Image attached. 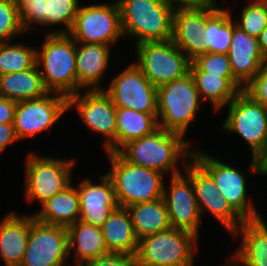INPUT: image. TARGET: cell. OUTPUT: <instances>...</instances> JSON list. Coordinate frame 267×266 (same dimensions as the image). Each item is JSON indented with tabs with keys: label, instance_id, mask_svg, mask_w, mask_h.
I'll list each match as a JSON object with an SVG mask.
<instances>
[{
	"label": "cell",
	"instance_id": "6da1fadb",
	"mask_svg": "<svg viewBox=\"0 0 267 266\" xmlns=\"http://www.w3.org/2000/svg\"><path fill=\"white\" fill-rule=\"evenodd\" d=\"M183 136L158 128L152 134L125 144L118 153L131 164L143 166L171 176L180 174L176 166L179 156L190 159L192 148Z\"/></svg>",
	"mask_w": 267,
	"mask_h": 266
},
{
	"label": "cell",
	"instance_id": "7a4b0ae2",
	"mask_svg": "<svg viewBox=\"0 0 267 266\" xmlns=\"http://www.w3.org/2000/svg\"><path fill=\"white\" fill-rule=\"evenodd\" d=\"M123 36L132 34L142 42L172 38L175 6L169 0H117Z\"/></svg>",
	"mask_w": 267,
	"mask_h": 266
},
{
	"label": "cell",
	"instance_id": "3957f363",
	"mask_svg": "<svg viewBox=\"0 0 267 266\" xmlns=\"http://www.w3.org/2000/svg\"><path fill=\"white\" fill-rule=\"evenodd\" d=\"M36 64L49 92L66 97L77 94L76 42L69 34L48 32L42 50H36Z\"/></svg>",
	"mask_w": 267,
	"mask_h": 266
},
{
	"label": "cell",
	"instance_id": "277c9868",
	"mask_svg": "<svg viewBox=\"0 0 267 266\" xmlns=\"http://www.w3.org/2000/svg\"><path fill=\"white\" fill-rule=\"evenodd\" d=\"M111 170L106 173L114 187L119 207L155 201L163 197L164 174L131 164L118 152H107Z\"/></svg>",
	"mask_w": 267,
	"mask_h": 266
},
{
	"label": "cell",
	"instance_id": "5b68a950",
	"mask_svg": "<svg viewBox=\"0 0 267 266\" xmlns=\"http://www.w3.org/2000/svg\"><path fill=\"white\" fill-rule=\"evenodd\" d=\"M201 100L190 73L159 86L157 88L159 127L184 137L190 122L195 119Z\"/></svg>",
	"mask_w": 267,
	"mask_h": 266
},
{
	"label": "cell",
	"instance_id": "8992f818",
	"mask_svg": "<svg viewBox=\"0 0 267 266\" xmlns=\"http://www.w3.org/2000/svg\"><path fill=\"white\" fill-rule=\"evenodd\" d=\"M197 239L193 233L176 228L140 238L136 266L193 265Z\"/></svg>",
	"mask_w": 267,
	"mask_h": 266
},
{
	"label": "cell",
	"instance_id": "52a82bcc",
	"mask_svg": "<svg viewBox=\"0 0 267 266\" xmlns=\"http://www.w3.org/2000/svg\"><path fill=\"white\" fill-rule=\"evenodd\" d=\"M136 46L134 63L156 88L190 73L192 61L172 40L142 42Z\"/></svg>",
	"mask_w": 267,
	"mask_h": 266
},
{
	"label": "cell",
	"instance_id": "ba28073f",
	"mask_svg": "<svg viewBox=\"0 0 267 266\" xmlns=\"http://www.w3.org/2000/svg\"><path fill=\"white\" fill-rule=\"evenodd\" d=\"M76 43L112 45L123 36L120 8L112 4L81 6L68 33Z\"/></svg>",
	"mask_w": 267,
	"mask_h": 266
},
{
	"label": "cell",
	"instance_id": "9c48e42d",
	"mask_svg": "<svg viewBox=\"0 0 267 266\" xmlns=\"http://www.w3.org/2000/svg\"><path fill=\"white\" fill-rule=\"evenodd\" d=\"M74 163V159L68 161L30 153L25 163V195L28 200L33 202L36 199L42 205L68 187Z\"/></svg>",
	"mask_w": 267,
	"mask_h": 266
},
{
	"label": "cell",
	"instance_id": "30bf717a",
	"mask_svg": "<svg viewBox=\"0 0 267 266\" xmlns=\"http://www.w3.org/2000/svg\"><path fill=\"white\" fill-rule=\"evenodd\" d=\"M193 150L192 158L212 177L219 193L223 194L231 207L244 219L261 216L251 201L247 202L245 175L237 168L221 162L199 150ZM247 202V203H246Z\"/></svg>",
	"mask_w": 267,
	"mask_h": 266
},
{
	"label": "cell",
	"instance_id": "8fae6325",
	"mask_svg": "<svg viewBox=\"0 0 267 266\" xmlns=\"http://www.w3.org/2000/svg\"><path fill=\"white\" fill-rule=\"evenodd\" d=\"M68 257L67 228L41 223L32 215L20 266H65Z\"/></svg>",
	"mask_w": 267,
	"mask_h": 266
},
{
	"label": "cell",
	"instance_id": "7c38bea8",
	"mask_svg": "<svg viewBox=\"0 0 267 266\" xmlns=\"http://www.w3.org/2000/svg\"><path fill=\"white\" fill-rule=\"evenodd\" d=\"M54 95V97H52ZM68 109V97L49 92L43 97L17 102L13 126L20 140L52 128Z\"/></svg>",
	"mask_w": 267,
	"mask_h": 266
},
{
	"label": "cell",
	"instance_id": "4fadbf2b",
	"mask_svg": "<svg viewBox=\"0 0 267 266\" xmlns=\"http://www.w3.org/2000/svg\"><path fill=\"white\" fill-rule=\"evenodd\" d=\"M223 123L226 132L238 133L252 149V157L267 139V110L241 91L230 103Z\"/></svg>",
	"mask_w": 267,
	"mask_h": 266
},
{
	"label": "cell",
	"instance_id": "5bb4252c",
	"mask_svg": "<svg viewBox=\"0 0 267 266\" xmlns=\"http://www.w3.org/2000/svg\"><path fill=\"white\" fill-rule=\"evenodd\" d=\"M116 107L137 112L157 113V88L133 62L103 89Z\"/></svg>",
	"mask_w": 267,
	"mask_h": 266
},
{
	"label": "cell",
	"instance_id": "9a60e30c",
	"mask_svg": "<svg viewBox=\"0 0 267 266\" xmlns=\"http://www.w3.org/2000/svg\"><path fill=\"white\" fill-rule=\"evenodd\" d=\"M73 106L88 129L106 136L105 151L115 152L116 106L104 90H87L83 95L79 91L69 96L68 109Z\"/></svg>",
	"mask_w": 267,
	"mask_h": 266
},
{
	"label": "cell",
	"instance_id": "2e32d148",
	"mask_svg": "<svg viewBox=\"0 0 267 266\" xmlns=\"http://www.w3.org/2000/svg\"><path fill=\"white\" fill-rule=\"evenodd\" d=\"M185 163V172L191 178L200 214L206 210L233 234L245 221L219 193L212 177L191 157ZM238 225V226H237Z\"/></svg>",
	"mask_w": 267,
	"mask_h": 266
},
{
	"label": "cell",
	"instance_id": "e0dca14e",
	"mask_svg": "<svg viewBox=\"0 0 267 266\" xmlns=\"http://www.w3.org/2000/svg\"><path fill=\"white\" fill-rule=\"evenodd\" d=\"M186 175V178H185ZM169 192L164 185L165 201L171 228L185 230L198 237L201 214L191 178L187 174L171 176ZM169 194V195H168Z\"/></svg>",
	"mask_w": 267,
	"mask_h": 266
},
{
	"label": "cell",
	"instance_id": "ac0fdd59",
	"mask_svg": "<svg viewBox=\"0 0 267 266\" xmlns=\"http://www.w3.org/2000/svg\"><path fill=\"white\" fill-rule=\"evenodd\" d=\"M101 180L94 185L88 178L76 188L80 200L79 220L99 228L119 207L110 177L105 174Z\"/></svg>",
	"mask_w": 267,
	"mask_h": 266
},
{
	"label": "cell",
	"instance_id": "d6986e66",
	"mask_svg": "<svg viewBox=\"0 0 267 266\" xmlns=\"http://www.w3.org/2000/svg\"><path fill=\"white\" fill-rule=\"evenodd\" d=\"M205 28L206 7L175 8L171 40L191 61L203 55L201 37Z\"/></svg>",
	"mask_w": 267,
	"mask_h": 266
},
{
	"label": "cell",
	"instance_id": "ffe728a7",
	"mask_svg": "<svg viewBox=\"0 0 267 266\" xmlns=\"http://www.w3.org/2000/svg\"><path fill=\"white\" fill-rule=\"evenodd\" d=\"M233 77L245 87L259 72L266 61L259 47L258 38L241 30L233 21V36L227 53Z\"/></svg>",
	"mask_w": 267,
	"mask_h": 266
},
{
	"label": "cell",
	"instance_id": "44dd1931",
	"mask_svg": "<svg viewBox=\"0 0 267 266\" xmlns=\"http://www.w3.org/2000/svg\"><path fill=\"white\" fill-rule=\"evenodd\" d=\"M110 47L103 44L76 43L77 93L81 88L104 89L98 87V82L109 65Z\"/></svg>",
	"mask_w": 267,
	"mask_h": 266
},
{
	"label": "cell",
	"instance_id": "7402d4cb",
	"mask_svg": "<svg viewBox=\"0 0 267 266\" xmlns=\"http://www.w3.org/2000/svg\"><path fill=\"white\" fill-rule=\"evenodd\" d=\"M31 226V216L7 214L0 221V257L5 266H20Z\"/></svg>",
	"mask_w": 267,
	"mask_h": 266
},
{
	"label": "cell",
	"instance_id": "603a6c76",
	"mask_svg": "<svg viewBox=\"0 0 267 266\" xmlns=\"http://www.w3.org/2000/svg\"><path fill=\"white\" fill-rule=\"evenodd\" d=\"M241 230V245L234 254L235 266H267V225L262 217L245 220L234 236Z\"/></svg>",
	"mask_w": 267,
	"mask_h": 266
},
{
	"label": "cell",
	"instance_id": "cb8c5ba5",
	"mask_svg": "<svg viewBox=\"0 0 267 266\" xmlns=\"http://www.w3.org/2000/svg\"><path fill=\"white\" fill-rule=\"evenodd\" d=\"M67 233L68 255L73 250L77 256L75 266H84L90 260L110 254L99 227L78 220L67 227Z\"/></svg>",
	"mask_w": 267,
	"mask_h": 266
},
{
	"label": "cell",
	"instance_id": "d4e9b609",
	"mask_svg": "<svg viewBox=\"0 0 267 266\" xmlns=\"http://www.w3.org/2000/svg\"><path fill=\"white\" fill-rule=\"evenodd\" d=\"M101 230L109 253L136 255L138 238L127 208L115 209Z\"/></svg>",
	"mask_w": 267,
	"mask_h": 266
},
{
	"label": "cell",
	"instance_id": "484cf974",
	"mask_svg": "<svg viewBox=\"0 0 267 266\" xmlns=\"http://www.w3.org/2000/svg\"><path fill=\"white\" fill-rule=\"evenodd\" d=\"M80 200L71 184L42 204L34 218L44 224L69 227L79 220Z\"/></svg>",
	"mask_w": 267,
	"mask_h": 266
},
{
	"label": "cell",
	"instance_id": "4316f807",
	"mask_svg": "<svg viewBox=\"0 0 267 266\" xmlns=\"http://www.w3.org/2000/svg\"><path fill=\"white\" fill-rule=\"evenodd\" d=\"M49 93L37 64L30 69L0 75V96L15 102L37 99Z\"/></svg>",
	"mask_w": 267,
	"mask_h": 266
},
{
	"label": "cell",
	"instance_id": "83f0119b",
	"mask_svg": "<svg viewBox=\"0 0 267 266\" xmlns=\"http://www.w3.org/2000/svg\"><path fill=\"white\" fill-rule=\"evenodd\" d=\"M158 128L157 113L116 107L115 152L128 142L150 135Z\"/></svg>",
	"mask_w": 267,
	"mask_h": 266
},
{
	"label": "cell",
	"instance_id": "f1b7e54d",
	"mask_svg": "<svg viewBox=\"0 0 267 266\" xmlns=\"http://www.w3.org/2000/svg\"><path fill=\"white\" fill-rule=\"evenodd\" d=\"M228 9L206 7V28L203 30V54H227L233 36V20Z\"/></svg>",
	"mask_w": 267,
	"mask_h": 266
},
{
	"label": "cell",
	"instance_id": "f546056e",
	"mask_svg": "<svg viewBox=\"0 0 267 266\" xmlns=\"http://www.w3.org/2000/svg\"><path fill=\"white\" fill-rule=\"evenodd\" d=\"M127 210L138 240L171 228L163 197L151 202L130 205Z\"/></svg>",
	"mask_w": 267,
	"mask_h": 266
},
{
	"label": "cell",
	"instance_id": "4dcf8cb0",
	"mask_svg": "<svg viewBox=\"0 0 267 266\" xmlns=\"http://www.w3.org/2000/svg\"><path fill=\"white\" fill-rule=\"evenodd\" d=\"M201 99L208 100L214 109L227 106L244 87L235 78H224L206 72H190Z\"/></svg>",
	"mask_w": 267,
	"mask_h": 266
},
{
	"label": "cell",
	"instance_id": "1f68e13d",
	"mask_svg": "<svg viewBox=\"0 0 267 266\" xmlns=\"http://www.w3.org/2000/svg\"><path fill=\"white\" fill-rule=\"evenodd\" d=\"M0 44V75L33 68L36 65V49L23 44Z\"/></svg>",
	"mask_w": 267,
	"mask_h": 266
},
{
	"label": "cell",
	"instance_id": "d6a6232c",
	"mask_svg": "<svg viewBox=\"0 0 267 266\" xmlns=\"http://www.w3.org/2000/svg\"><path fill=\"white\" fill-rule=\"evenodd\" d=\"M79 0H45V26L63 23V30L50 34H68L80 7Z\"/></svg>",
	"mask_w": 267,
	"mask_h": 266
},
{
	"label": "cell",
	"instance_id": "836d02e7",
	"mask_svg": "<svg viewBox=\"0 0 267 266\" xmlns=\"http://www.w3.org/2000/svg\"><path fill=\"white\" fill-rule=\"evenodd\" d=\"M236 26L258 38L267 26V0H253L246 5L241 14V21H236Z\"/></svg>",
	"mask_w": 267,
	"mask_h": 266
},
{
	"label": "cell",
	"instance_id": "e575fe53",
	"mask_svg": "<svg viewBox=\"0 0 267 266\" xmlns=\"http://www.w3.org/2000/svg\"><path fill=\"white\" fill-rule=\"evenodd\" d=\"M190 72H206L224 78H234L227 54L206 53L195 58Z\"/></svg>",
	"mask_w": 267,
	"mask_h": 266
},
{
	"label": "cell",
	"instance_id": "d590c367",
	"mask_svg": "<svg viewBox=\"0 0 267 266\" xmlns=\"http://www.w3.org/2000/svg\"><path fill=\"white\" fill-rule=\"evenodd\" d=\"M23 32L18 8L11 0H0V44Z\"/></svg>",
	"mask_w": 267,
	"mask_h": 266
},
{
	"label": "cell",
	"instance_id": "8d00e7d4",
	"mask_svg": "<svg viewBox=\"0 0 267 266\" xmlns=\"http://www.w3.org/2000/svg\"><path fill=\"white\" fill-rule=\"evenodd\" d=\"M244 92L267 110V60L256 76L244 87Z\"/></svg>",
	"mask_w": 267,
	"mask_h": 266
},
{
	"label": "cell",
	"instance_id": "74e56055",
	"mask_svg": "<svg viewBox=\"0 0 267 266\" xmlns=\"http://www.w3.org/2000/svg\"><path fill=\"white\" fill-rule=\"evenodd\" d=\"M24 31L30 30L31 23L45 26V0H32L20 11Z\"/></svg>",
	"mask_w": 267,
	"mask_h": 266
},
{
	"label": "cell",
	"instance_id": "f35d334b",
	"mask_svg": "<svg viewBox=\"0 0 267 266\" xmlns=\"http://www.w3.org/2000/svg\"><path fill=\"white\" fill-rule=\"evenodd\" d=\"M84 266H136L134 255L110 253L90 260Z\"/></svg>",
	"mask_w": 267,
	"mask_h": 266
},
{
	"label": "cell",
	"instance_id": "ab89813d",
	"mask_svg": "<svg viewBox=\"0 0 267 266\" xmlns=\"http://www.w3.org/2000/svg\"><path fill=\"white\" fill-rule=\"evenodd\" d=\"M17 102L0 96V124H13Z\"/></svg>",
	"mask_w": 267,
	"mask_h": 266
},
{
	"label": "cell",
	"instance_id": "60d3db41",
	"mask_svg": "<svg viewBox=\"0 0 267 266\" xmlns=\"http://www.w3.org/2000/svg\"><path fill=\"white\" fill-rule=\"evenodd\" d=\"M251 169L252 172L257 174H267V139L265 140L261 149L252 157L251 160Z\"/></svg>",
	"mask_w": 267,
	"mask_h": 266
},
{
	"label": "cell",
	"instance_id": "b9f144b4",
	"mask_svg": "<svg viewBox=\"0 0 267 266\" xmlns=\"http://www.w3.org/2000/svg\"><path fill=\"white\" fill-rule=\"evenodd\" d=\"M18 140L13 124H0V152Z\"/></svg>",
	"mask_w": 267,
	"mask_h": 266
},
{
	"label": "cell",
	"instance_id": "7bdbcfd3",
	"mask_svg": "<svg viewBox=\"0 0 267 266\" xmlns=\"http://www.w3.org/2000/svg\"><path fill=\"white\" fill-rule=\"evenodd\" d=\"M175 7H217L216 0H169Z\"/></svg>",
	"mask_w": 267,
	"mask_h": 266
},
{
	"label": "cell",
	"instance_id": "ee69618b",
	"mask_svg": "<svg viewBox=\"0 0 267 266\" xmlns=\"http://www.w3.org/2000/svg\"><path fill=\"white\" fill-rule=\"evenodd\" d=\"M258 43L263 57L267 60V26L260 33Z\"/></svg>",
	"mask_w": 267,
	"mask_h": 266
},
{
	"label": "cell",
	"instance_id": "f6af8a7d",
	"mask_svg": "<svg viewBox=\"0 0 267 266\" xmlns=\"http://www.w3.org/2000/svg\"><path fill=\"white\" fill-rule=\"evenodd\" d=\"M14 5L21 11L27 4L32 2V0H11Z\"/></svg>",
	"mask_w": 267,
	"mask_h": 266
},
{
	"label": "cell",
	"instance_id": "bcb514c9",
	"mask_svg": "<svg viewBox=\"0 0 267 266\" xmlns=\"http://www.w3.org/2000/svg\"><path fill=\"white\" fill-rule=\"evenodd\" d=\"M232 264L231 265L230 264L229 265L228 264L227 265L225 264V265H222V266H235L234 263H232Z\"/></svg>",
	"mask_w": 267,
	"mask_h": 266
}]
</instances>
